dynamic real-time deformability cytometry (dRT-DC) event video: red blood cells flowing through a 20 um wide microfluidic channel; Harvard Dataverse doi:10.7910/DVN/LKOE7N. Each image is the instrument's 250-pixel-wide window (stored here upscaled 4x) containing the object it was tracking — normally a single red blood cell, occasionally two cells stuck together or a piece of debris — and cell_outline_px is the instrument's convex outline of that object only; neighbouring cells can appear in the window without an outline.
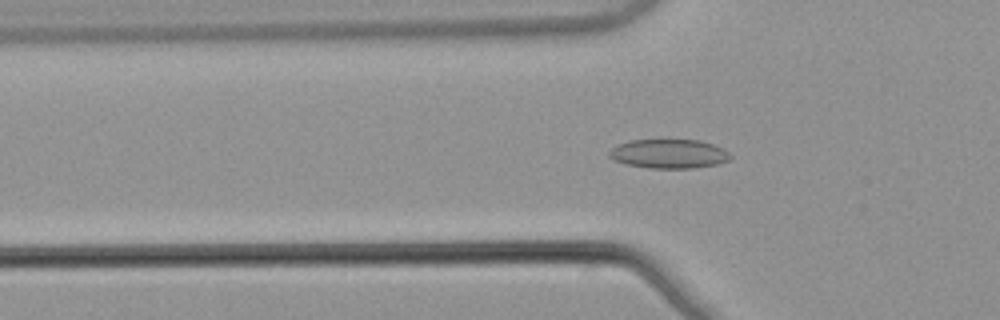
{"species": "common noctule bat (a hibernating species)", "species_latin": "Nyctalus noctula", "temperature_condition": "warm", "stored_images_in_passage": 48, "camera_frame_rate_fps": 3000, "um_per_image_px": 0.085, "animal": {"sex": "male", "body_mass_g": 21.5, "forearm_length_mm": 52.0}, "frame": {"image": 1, "passage_image": 13, "time_ms": 4.0, "image_size_px": [1000, 320], "cell_outline_px": [[732, 156], [728, 160], [716, 164], [692, 168], [648, 168], [628, 164], [612, 160], [608, 156], [608, 152], [612, 148], [620, 144], [632, 140], [668, 136], [700, 140], [724, 148]], "centroid_in_image_um": [56.84, 13.01], "position_along_channel_um": 69.0, "area_um2": 21.44}}
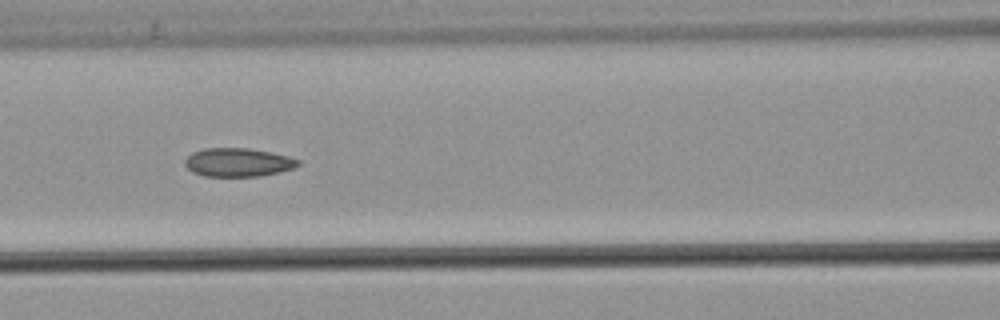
{"frame": {"image": 2, "passage_image": 19, "time_ms": 6.0, "image_size_px": [1000, 320], "cell_outline_px": [[300, 164], [292, 168], [260, 176], [204, 176], [192, 172], [184, 164], [184, 160], [192, 152], [204, 148], [248, 148], [288, 156], [300, 160]], "centroid_in_image_um": [20.19, 13.79], "position_along_channel_um": 146.4, "area_um2": 18.67}}
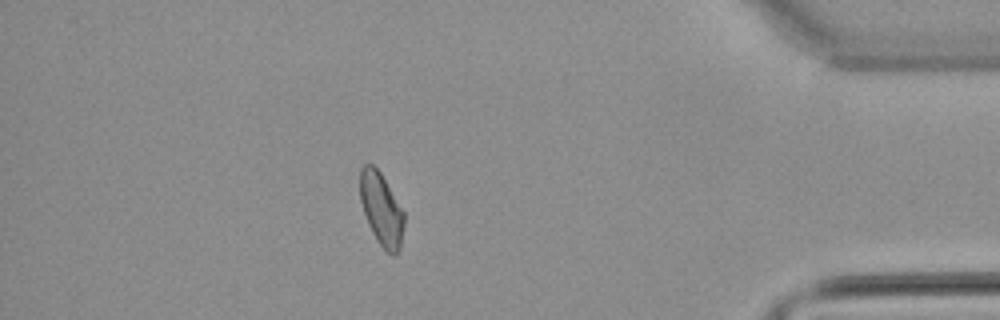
{"frame": {"image": 3, "passage_image": 42, "time_ms": 13.667, "image_size_px": [1000, 320], "cell_outline_px": [[404, 224], [400, 248], [392, 256], [376, 240], [368, 224], [360, 200], [360, 168], [364, 164], [372, 164], [380, 172], [404, 212]], "centroid_in_image_um": [32.41, 17.77], "position_along_channel_um": 402.8, "area_um2": 18.44}, "authors_computed_cell_mechanics": {"area_um2": 19.1896, "velocity_mm_per_s": 3.8822, "shape_relaxation_time_tau1_ms": null, "shape_relaxation_time_tau2_ms": 4.026, "deformation_change_tau1": null, "deformation_change_tau2": 0.0746}}